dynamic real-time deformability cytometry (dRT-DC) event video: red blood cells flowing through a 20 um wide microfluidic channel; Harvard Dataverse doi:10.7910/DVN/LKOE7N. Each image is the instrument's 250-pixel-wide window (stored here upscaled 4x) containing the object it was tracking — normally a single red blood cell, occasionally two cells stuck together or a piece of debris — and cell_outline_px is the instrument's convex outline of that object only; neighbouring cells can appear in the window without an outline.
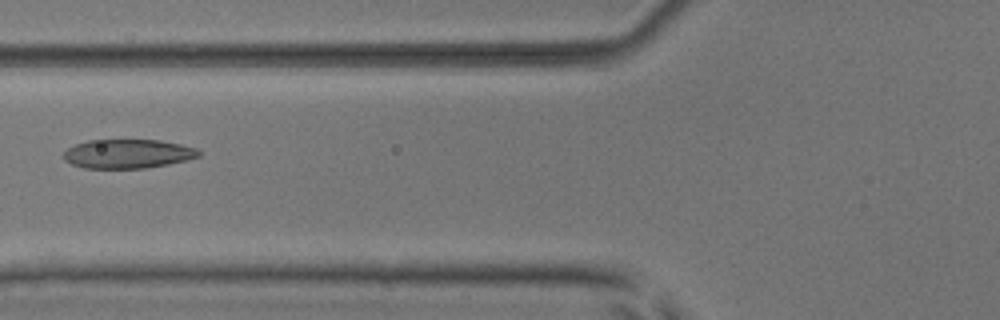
{"species": "common noctule bat (a hibernating species)", "species_latin": "Nyctalus noctula", "temperature_condition": "room temperature", "stored_images_in_passage": 3, "camera_frame_rate_fps": 3000, "um_per_image_px": 0.085, "animal": {"sex": "male", "body_mass_g": 17.9, "forearm_length_mm": 54.2}, "frame": {"image": 1, "passage_image": 3, "time_ms": 3.0, "image_size_px": [1000, 320], "cell_outline_px": [[200, 156], [188, 160], [168, 164], [144, 168], [84, 168], [72, 164], [64, 160], [64, 152], [68, 148], [76, 144], [88, 140], [160, 140], [180, 144], [196, 148], [200, 152]], "centroid_in_image_um": [10.87, 13.07], "position_along_channel_um": 114.9, "area_um2": 22.83}}